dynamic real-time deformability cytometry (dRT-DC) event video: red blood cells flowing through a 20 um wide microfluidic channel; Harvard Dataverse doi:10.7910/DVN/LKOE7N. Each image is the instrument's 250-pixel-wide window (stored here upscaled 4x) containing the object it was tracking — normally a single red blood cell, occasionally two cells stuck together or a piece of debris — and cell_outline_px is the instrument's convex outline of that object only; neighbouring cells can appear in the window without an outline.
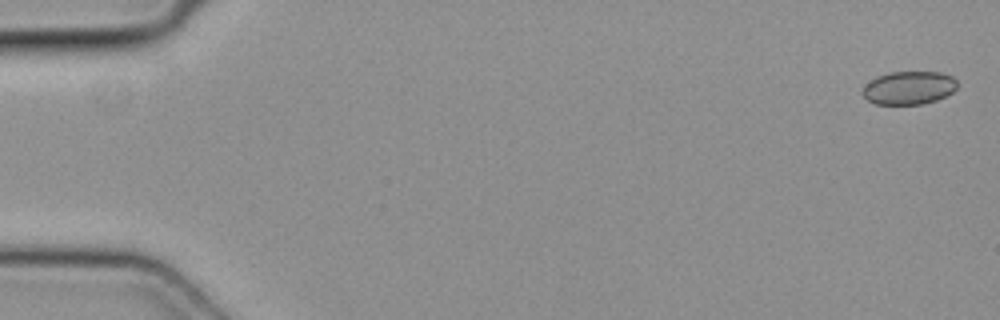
{"species": "common noctule bat (a hibernating species)", "species_latin": "Nyctalus noctula", "temperature_condition": "cold", "stored_images_in_passage": 5, "camera_frame_rate_fps": 3000, "um_per_image_px": 0.085, "animal": {"sex": "female", "body_mass_g": 19.3, "forearm_length_mm": 54.1}, "frame": {"image": 1, "passage_image": 1, "time_ms": 0.0, "image_size_px": [1000, 320], "cell_outline_px": [[956, 88], [952, 92], [936, 100], [920, 104], [876, 104], [868, 100], [860, 92], [876, 76], [888, 72], [940, 72], [952, 76], [956, 80]], "centroid_in_image_um": [77.25, 7.46], "position_along_channel_um": 7.8, "area_um2": 18.15}}